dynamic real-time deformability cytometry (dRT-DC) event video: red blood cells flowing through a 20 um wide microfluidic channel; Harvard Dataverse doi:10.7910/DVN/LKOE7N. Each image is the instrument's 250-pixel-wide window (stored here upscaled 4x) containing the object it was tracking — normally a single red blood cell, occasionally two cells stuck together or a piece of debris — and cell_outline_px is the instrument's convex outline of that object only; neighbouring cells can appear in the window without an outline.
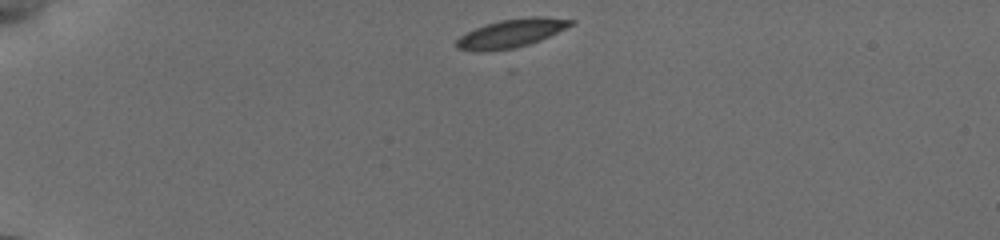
{"species": "common noctule bat (a hibernating species)", "species_latin": "Nyctalus noctula", "temperature_condition": "cold", "stored_images_in_passage": 58, "camera_frame_rate_fps": 3000, "um_per_image_px": 0.085, "animal": {"sex": "female", "body_mass_g": 19.5, "forearm_length_mm": 54.1}, "frame": {"image": 1, "passage_image": 1, "time_ms": 0.0, "image_size_px": [1000, 240], "cell_outline_px": [[576, 20], [572, 24], [540, 40], [516, 48], [480, 52], [456, 48], [456, 40], [460, 36], [476, 28], [500, 20], [532, 16], [540, 16]], "centroid_in_image_um": [43.43, 2.83], "position_along_channel_um": 41.6, "area_um2": 18.61}}
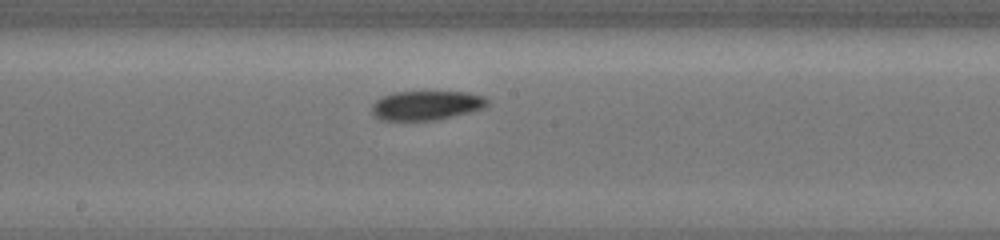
{"frame": {"image": 2, "passage_image": 25, "time_ms": 6.0, "image_size_px": [1000, 240], "cell_outline_px": [[488, 108], [472, 112], [436, 120], [380, 120], [372, 112], [372, 104], [376, 100], [384, 96], [396, 92], [468, 92], [484, 96], [488, 100]], "centroid_in_image_um": [36.31, 8.96], "position_along_channel_um": 211.9, "area_um2": 19.83}}
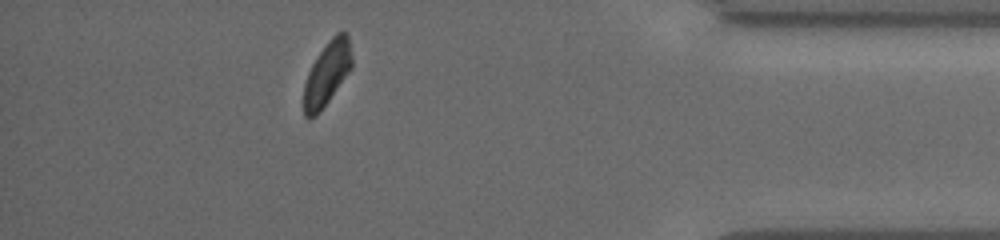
{"frame": {"image": 3, "passage_image": 50, "time_ms": 12.0, "image_size_px": [1000, 240], "cell_outline_px": [[352, 68], [316, 116], [308, 120], [304, 116], [304, 84], [308, 72], [312, 64], [328, 40], [336, 32], [344, 32], [348, 36], [352, 56]], "centroid_in_image_um": [27.79, 6.25], "position_along_channel_um": 407.4, "area_um2": 17.69}, "authors_computed_cell_mechanics": {"area_um2": 19.074, "velocity_mm_per_s": 3.784, "shape_relaxation_time_tau1_ms": 2.6259, "shape_relaxation_time_tau2_ms": 3.3716, "deformation_change_tau1": 0.0942, "deformation_change_tau2": 0.074}}